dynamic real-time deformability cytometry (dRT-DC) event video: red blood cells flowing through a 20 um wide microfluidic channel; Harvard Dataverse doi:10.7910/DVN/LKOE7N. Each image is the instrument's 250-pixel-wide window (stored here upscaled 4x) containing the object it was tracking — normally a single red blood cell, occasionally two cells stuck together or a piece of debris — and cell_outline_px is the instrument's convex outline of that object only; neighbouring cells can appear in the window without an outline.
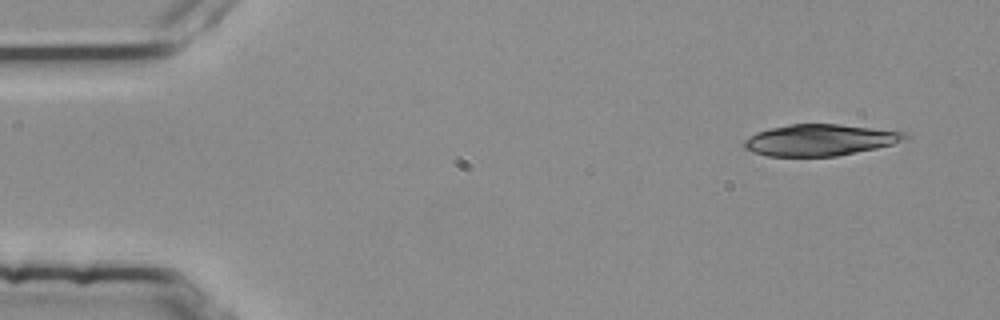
{"species": "common noctule bat (a hibernating species)", "species_latin": "Nyctalus noctula", "temperature_condition": "room temperature", "stored_images_in_passage": 4, "camera_frame_rate_fps": 3000, "um_per_image_px": 0.085, "animal": {"sex": "female", "body_mass_g": 25.1}, "frame": {"image": 1, "passage_image": 1, "time_ms": 0.0, "image_size_px": [1000, 320], "cell_outline_px": [[904, 140], [892, 144], [876, 148], [836, 156], [768, 156], [752, 152], [744, 148], [744, 140], [748, 136], [756, 132], [768, 128], [792, 124], [840, 124], [904, 132]], "centroid_in_image_um": [69.61, 11.9], "position_along_channel_um": 15.4, "area_um2": 29.19}}